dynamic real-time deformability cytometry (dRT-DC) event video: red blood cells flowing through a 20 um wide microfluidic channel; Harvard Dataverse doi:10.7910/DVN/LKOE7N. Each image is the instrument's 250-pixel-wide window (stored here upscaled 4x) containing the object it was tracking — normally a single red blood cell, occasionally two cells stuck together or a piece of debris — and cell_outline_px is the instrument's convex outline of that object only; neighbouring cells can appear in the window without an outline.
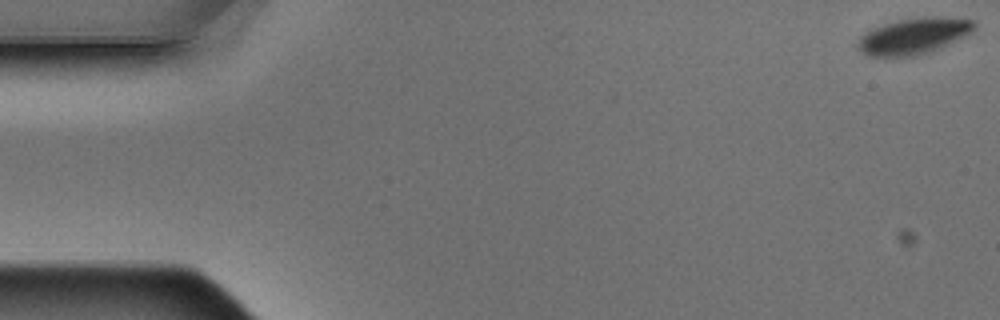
{"species": "Egyptian fruit bat (a non-hibernating species)", "species_latin": "Rousettus aegyptiacus", "temperature_condition": "warm", "stored_images_in_passage": 4, "camera_frame_rate_fps": 3000, "um_per_image_px": 0.085, "animal": {"sex": "male"}, "frame": {"image": 1, "passage_image": 1, "time_ms": 0.0, "image_size_px": [1000, 320], "cell_outline_px": [[976, 28], [972, 32], [940, 48], [916, 56], [868, 56], [860, 52], [856, 44], [860, 36], [864, 32], [872, 28], [884, 24], [900, 20], [928, 16], [940, 16], [972, 20], [976, 24]], "centroid_in_image_um": [77.64, 3.06], "position_along_channel_um": 7.4, "area_um2": 24.57}}